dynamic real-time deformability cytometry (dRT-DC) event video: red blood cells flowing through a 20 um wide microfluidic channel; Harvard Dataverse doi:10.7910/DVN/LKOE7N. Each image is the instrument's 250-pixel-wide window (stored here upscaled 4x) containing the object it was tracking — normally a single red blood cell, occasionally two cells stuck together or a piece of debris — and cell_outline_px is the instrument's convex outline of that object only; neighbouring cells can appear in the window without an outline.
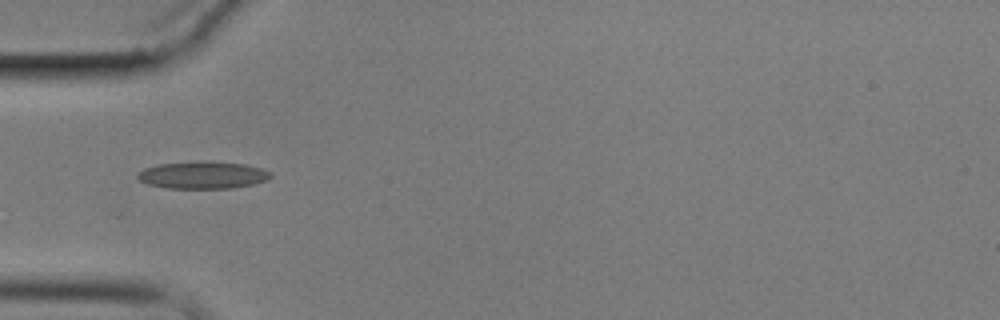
{"species": "common noctule bat (a hibernating species)", "species_latin": "Nyctalus noctula", "temperature_condition": "cold", "stored_images_in_passage": 9, "camera_frame_rate_fps": 3000, "um_per_image_px": 0.085, "animal": {"sex": "male", "body_mass_g": 17.9}, "frame": {"image": 1, "passage_image": 1, "time_ms": 0.0, "image_size_px": [1000, 320], "cell_outline_px": [[272, 176], [268, 180], [252, 184], [232, 188], [168, 188], [148, 184], [140, 180], [136, 176], [144, 168], [160, 164], [204, 160], [248, 164], [260, 168], [268, 172]], "centroid_in_image_um": [17.25, 14.87], "position_along_channel_um": 67.8, "area_um2": 21.15}}
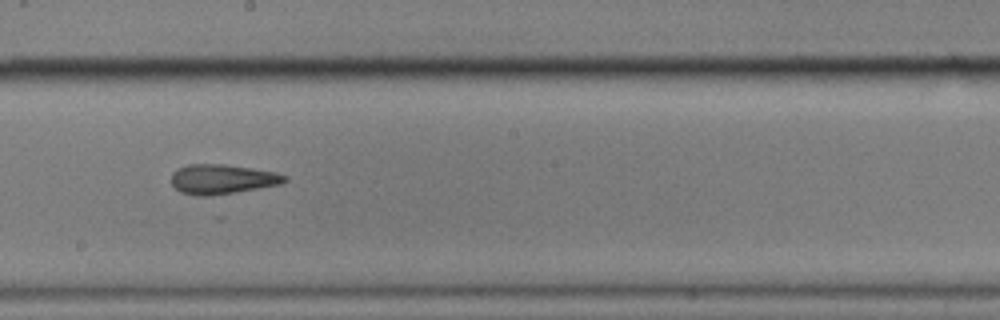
{"frame": {"image": 2, "passage_image": 5, "time_ms": 4.667, "image_size_px": [1000, 320], "cell_outline_px": [[288, 180], [280, 184], [236, 192], [212, 196], [196, 196], [180, 192], [172, 184], [172, 172], [176, 168], [188, 164], [224, 164], [252, 168], [276, 172], [288, 176]], "centroid_in_image_um": [18.87, 15.23], "position_along_channel_um": 229.3, "area_um2": 19.77}}
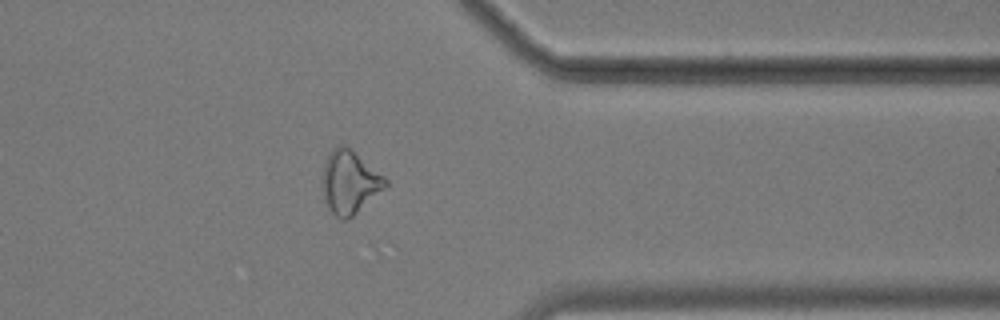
{"frame": {"image": 3, "passage_image": 9, "time_ms": 9.333, "image_size_px": [1000, 320], "cell_outline_px": [[388, 184], [384, 188], [352, 216], [344, 220], [340, 220], [328, 208], [324, 200], [320, 184], [320, 180], [324, 160], [328, 152], [336, 144], [344, 144], [352, 148], [384, 176], [388, 180]], "centroid_in_image_um": [29.65, 15.42], "position_along_channel_um": 381.8, "area_um2": 23.7}}